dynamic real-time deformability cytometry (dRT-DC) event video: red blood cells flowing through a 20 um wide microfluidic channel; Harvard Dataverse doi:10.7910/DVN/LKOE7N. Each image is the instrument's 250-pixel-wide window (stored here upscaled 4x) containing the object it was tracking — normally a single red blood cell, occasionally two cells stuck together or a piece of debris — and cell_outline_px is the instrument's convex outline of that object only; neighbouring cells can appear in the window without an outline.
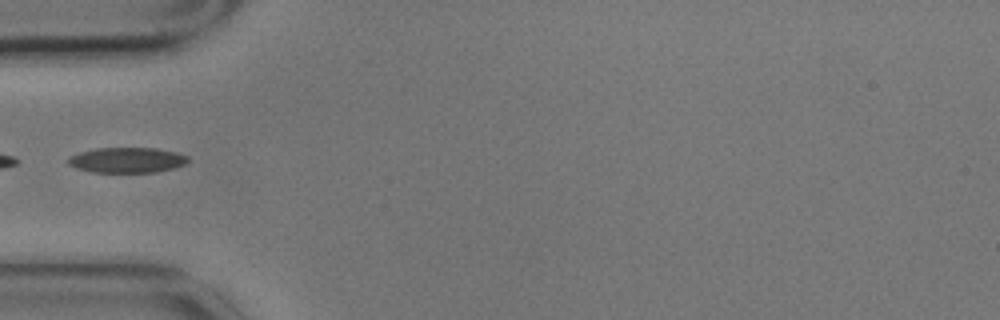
{"species": "common noctule bat (a hibernating species)", "species_latin": "Nyctalus noctula", "temperature_condition": "cold", "stored_images_in_passage": 4, "segment_of_instrument_passage": [2, 2], "camera_frame_rate_fps": 3000, "um_per_image_px": 0.085, "animal": {"sex": "male", "body_mass_g": 17.9}, "frame": {"image": 1, "passage_image": 4, "time_ms": 1.0, "image_size_px": [1000, 320], "cell_outline_px": [[188, 160], [184, 164], [176, 168], [156, 172], [92, 172], [76, 168], [68, 164], [68, 156], [80, 152], [96, 148], [156, 148], [176, 152], [188, 156]], "centroid_in_image_um": [10.79, 13.61], "position_along_channel_um": 74.2, "area_um2": 17.74}}